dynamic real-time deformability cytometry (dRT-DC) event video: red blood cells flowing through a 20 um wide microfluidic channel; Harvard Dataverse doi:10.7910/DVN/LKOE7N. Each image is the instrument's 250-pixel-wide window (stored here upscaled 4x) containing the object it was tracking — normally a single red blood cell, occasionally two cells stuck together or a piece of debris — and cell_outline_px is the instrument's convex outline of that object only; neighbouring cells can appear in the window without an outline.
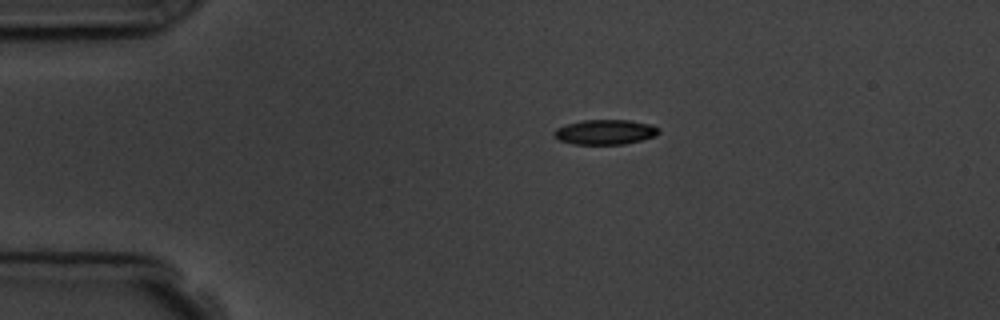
{"species": "common noctule bat (a hibernating species)", "species_latin": "Nyctalus noctula", "temperature_condition": "room temperature", "stored_images_in_passage": 4, "camera_frame_rate_fps": 3000, "um_per_image_px": 0.085, "animal": {"sex": "male", "body_mass_g": 19.5, "forearm_length_mm": 54.6}, "frame": {"image": 1, "passage_image": 1, "time_ms": 0.0, "image_size_px": [1000, 320], "cell_outline_px": [[660, 132], [656, 136], [624, 144], [572, 144], [556, 140], [552, 132], [556, 128], [568, 124], [584, 120], [628, 120], [652, 124], [660, 128]], "centroid_in_image_um": [51.43, 11.23], "position_along_channel_um": 33.6, "area_um2": 15.32}}
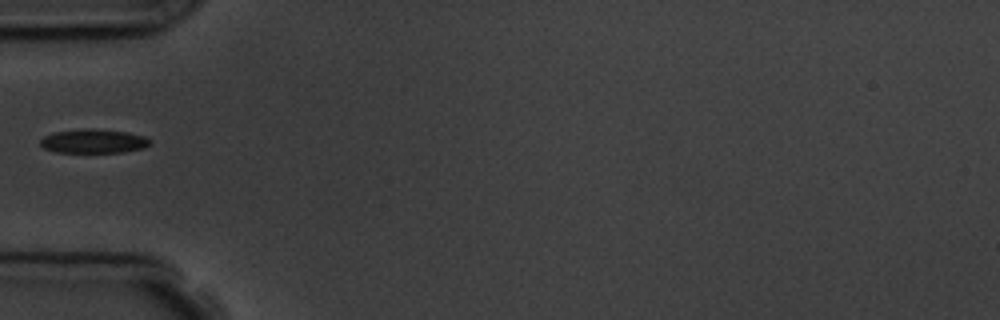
{"frame": {"image": 2, "passage_image": 3, "time_ms": 2.333, "image_size_px": [1000, 320], "cell_outline_px": [[152, 140], [144, 148], [120, 152], [56, 152], [44, 148], [40, 144], [40, 140], [44, 136], [52, 132], [84, 128], [92, 128], [128, 132], [144, 136]], "centroid_in_image_um": [7.93, 11.98], "position_along_channel_um": 77.1, "area_um2": 15.37}}